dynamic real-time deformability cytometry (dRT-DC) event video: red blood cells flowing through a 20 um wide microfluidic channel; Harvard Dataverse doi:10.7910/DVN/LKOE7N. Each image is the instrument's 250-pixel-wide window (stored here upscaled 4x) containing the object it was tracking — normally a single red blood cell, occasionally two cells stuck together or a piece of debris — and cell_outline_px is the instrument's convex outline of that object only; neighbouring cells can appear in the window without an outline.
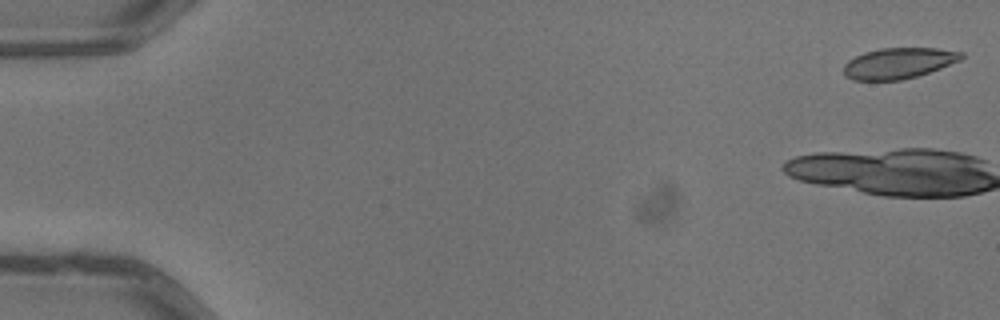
{"species": "common noctule bat (a hibernating species)", "species_latin": "Nyctalus noctula", "temperature_condition": "warm", "stored_images_in_passage": 7, "camera_frame_rate_fps": 3000, "um_per_image_px": 0.085, "animal": {"sex": "male", "body_mass_g": 13.3}, "frame": {"image": 1, "passage_image": 1, "time_ms": 0.0, "image_size_px": [1000, 320], "cell_outline_px": [[964, 56], [960, 60], [940, 68], [916, 76], [900, 80], [852, 80], [844, 76], [844, 64], [848, 60], [864, 52], [880, 48], [936, 48], [964, 52]], "centroid_in_image_um": [76.36, 5.36], "position_along_channel_um": 8.6, "area_um2": 21.1}}